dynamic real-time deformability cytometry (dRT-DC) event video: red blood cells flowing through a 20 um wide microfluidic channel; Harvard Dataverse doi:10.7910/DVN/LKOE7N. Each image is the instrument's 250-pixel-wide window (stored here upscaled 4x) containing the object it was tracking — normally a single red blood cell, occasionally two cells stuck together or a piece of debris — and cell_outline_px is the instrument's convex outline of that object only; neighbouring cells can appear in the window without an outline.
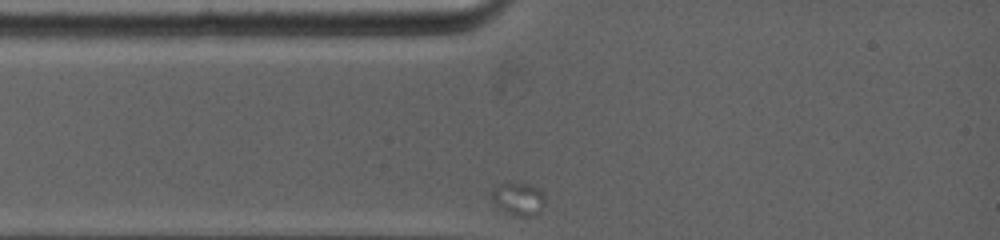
{"species": "common noctule bat (a hibernating species)", "species_latin": "Nyctalus noctula", "temperature_condition": "warm", "stored_images_in_passage": 18, "camera_frame_rate_fps": 5000, "um_per_image_px": 0.085, "animal": {"sex": "female", "body_mass_g": 19.0, "forearm_length_mm": 53.3}, "frame": {"image": 1, "passage_image": 1, "time_ms": 0.0, "image_size_px": [1000, 240], "cell_outline_px": [[544, 204], [540, 212], [532, 216], [520, 216], [496, 208], [492, 200], [492, 188], [500, 184], [512, 180], [532, 184], [540, 188], [544, 192]], "centroid_in_image_um": [44.07, 16.85], "position_along_channel_um": 40.9, "area_um2": 10.69}}